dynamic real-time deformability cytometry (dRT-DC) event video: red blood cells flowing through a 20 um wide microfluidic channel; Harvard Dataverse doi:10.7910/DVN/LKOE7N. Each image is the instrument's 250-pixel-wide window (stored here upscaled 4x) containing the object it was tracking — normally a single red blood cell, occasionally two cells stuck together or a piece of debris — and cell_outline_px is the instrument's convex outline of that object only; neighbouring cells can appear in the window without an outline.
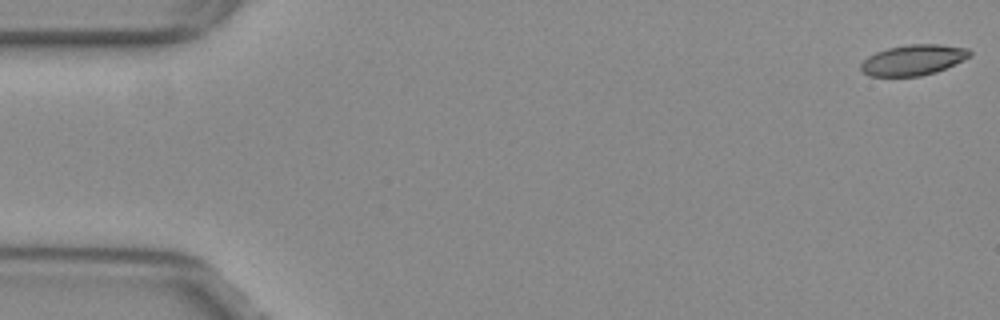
{"species": "common noctule bat (a hibernating species)", "species_latin": "Nyctalus noctula", "temperature_condition": "warm", "stored_images_in_passage": 16, "camera_frame_rate_fps": 3000, "um_per_image_px": 0.085, "animal": {"sex": "female", "body_mass_g": 29.2, "forearm_length_mm": 56.3}, "frame": {"image": 1, "passage_image": 1, "time_ms": 0.0, "image_size_px": [1000, 320], "cell_outline_px": [[972, 56], [936, 72], [920, 76], [868, 76], [860, 68], [860, 64], [868, 56], [876, 52], [888, 48], [908, 44], [940, 44], [968, 48], [972, 52]], "centroid_in_image_um": [77.64, 5.09], "position_along_channel_um": 7.4, "area_um2": 19.42}}
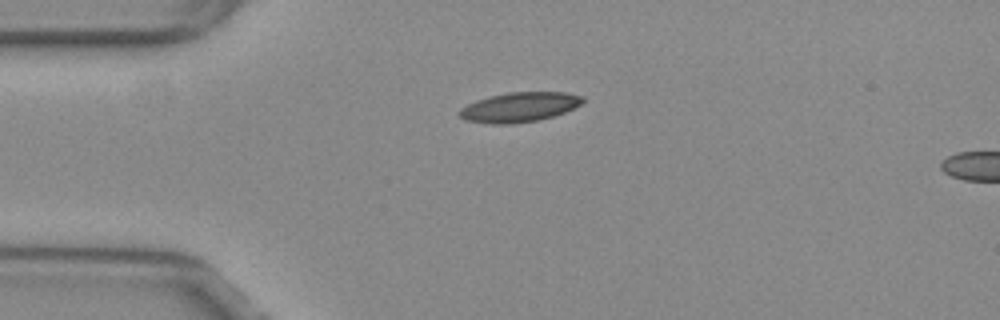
{"frame": {"image": 2, "passage_image": 13, "time_ms": 4.0, "image_size_px": [1000, 320], "cell_outline_px": [[584, 100], [580, 104], [564, 112], [540, 120], [512, 124], [488, 124], [464, 120], [456, 112], [460, 108], [476, 100], [488, 96], [508, 92], [568, 92], [584, 96]], "centroid_in_image_um": [44.1, 9.11], "position_along_channel_um": 40.9, "area_um2": 21.56}}